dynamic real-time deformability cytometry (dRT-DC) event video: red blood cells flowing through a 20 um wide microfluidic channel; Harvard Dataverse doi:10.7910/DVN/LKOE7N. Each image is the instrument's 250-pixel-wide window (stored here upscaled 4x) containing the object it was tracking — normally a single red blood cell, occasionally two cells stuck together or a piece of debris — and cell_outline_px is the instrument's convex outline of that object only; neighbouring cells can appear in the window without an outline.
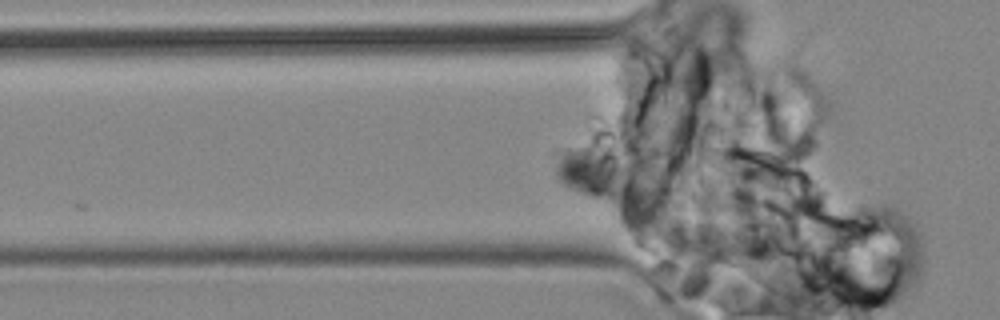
{"species": "common noctule bat (a hibernating species)", "species_latin": "Nyctalus noctula", "temperature_condition": "cold", "stored_images_in_passage": 7, "camera_frame_rate_fps": 3000, "um_per_image_px": 0.085, "animal": {"sex": "male", "body_mass_g": 19.2, "forearm_length_mm": 51.8}, "frame": {"image": 1, "passage_image": 2, "time_ms": 1.0, "image_size_px": [1000, 320], "cell_outline_px": [[656, 208], [652, 212], [644, 212], [624, 208], [596, 200], [564, 184], [556, 176], [556, 164], [560, 156], [572, 148], [608, 140], [616, 140]], "centroid_in_image_um": [51.33, 14.94], "position_along_channel_um": 74.5, "area_um2": 31.1}}
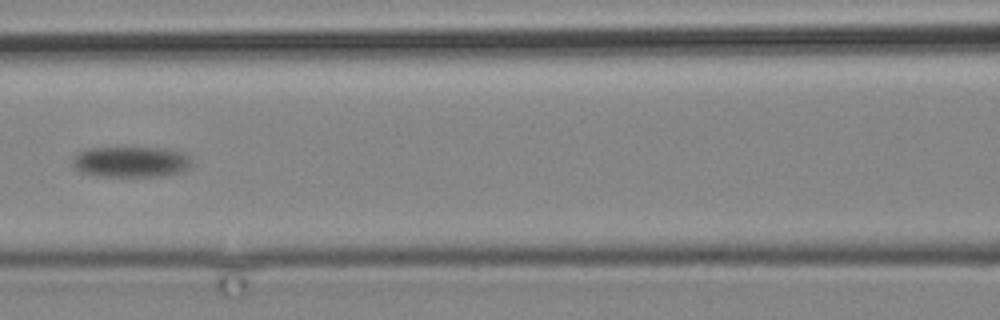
{"frame": {"image": 2, "passage_image": 5, "time_ms": 4.667, "image_size_px": [1000, 320], "cell_outline_px": [[192, 164], [188, 168], [180, 172], [168, 176], [96, 176], [80, 172], [72, 168], [72, 156], [76, 152], [88, 148], [164, 148], [184, 152], [188, 156]], "centroid_in_image_um": [11.08, 13.76], "position_along_channel_um": 155.5, "area_um2": 21.73}}
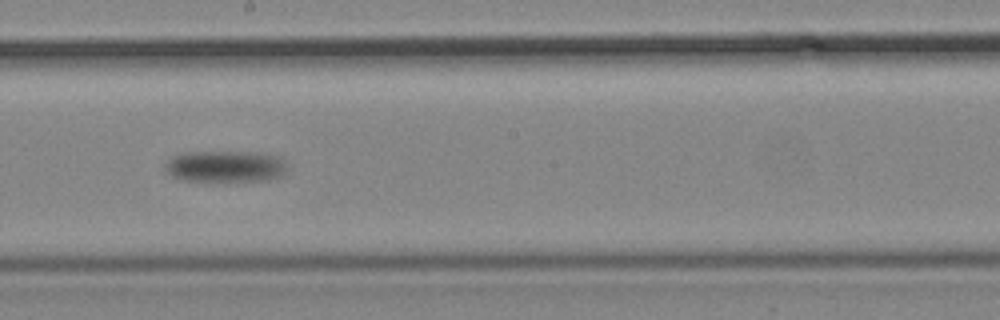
{"frame": {"image": 3, "passage_image": 7, "time_ms": 7.333, "image_size_px": [1000, 320], "cell_outline_px": [[288, 168], [284, 176], [268, 180], [208, 184], [184, 180], [172, 176], [164, 168], [164, 164], [172, 156], [184, 152], [260, 152], [280, 156], [284, 160]], "centroid_in_image_um": [19.19, 14.19], "position_along_channel_um": 229.0, "area_um2": 23.76}}